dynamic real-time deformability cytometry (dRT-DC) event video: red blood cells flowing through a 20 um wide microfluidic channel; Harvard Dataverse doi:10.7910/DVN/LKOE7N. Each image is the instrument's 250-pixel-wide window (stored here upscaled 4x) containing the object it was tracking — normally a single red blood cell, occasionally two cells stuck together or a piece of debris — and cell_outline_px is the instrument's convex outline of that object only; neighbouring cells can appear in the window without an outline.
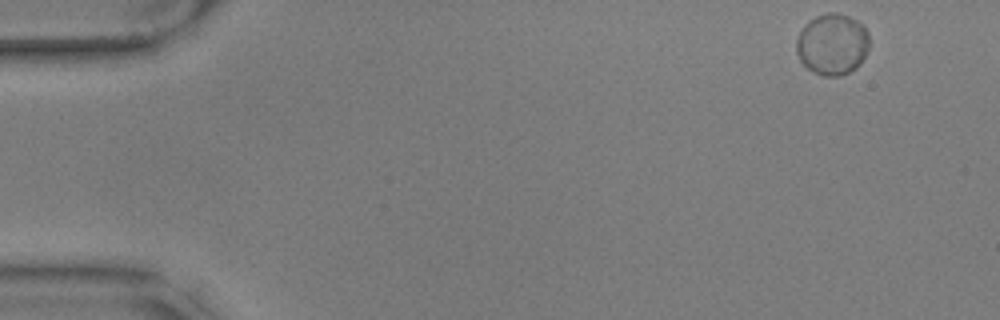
{"species": "common noctule bat (a hibernating species)", "species_latin": "Nyctalus noctula", "temperature_condition": "warm", "stored_images_in_passage": 55, "camera_frame_rate_fps": 3000, "um_per_image_px": 0.085, "animal": {"sex": "male", "body_mass_g": 17.9, "forearm_length_mm": 54.2}, "frame": {"image": 1, "passage_image": 1, "time_ms": 0.0, "image_size_px": [1000, 320], "cell_outline_px": [[868, 48], [860, 64], [856, 68], [840, 76], [824, 76], [808, 68], [800, 60], [796, 52], [796, 40], [804, 24], [808, 20], [816, 16], [828, 12], [836, 12], [848, 16], [856, 20], [868, 32]], "centroid_in_image_um": [70.73, 3.75], "position_along_channel_um": 14.3, "area_um2": 25.95}}
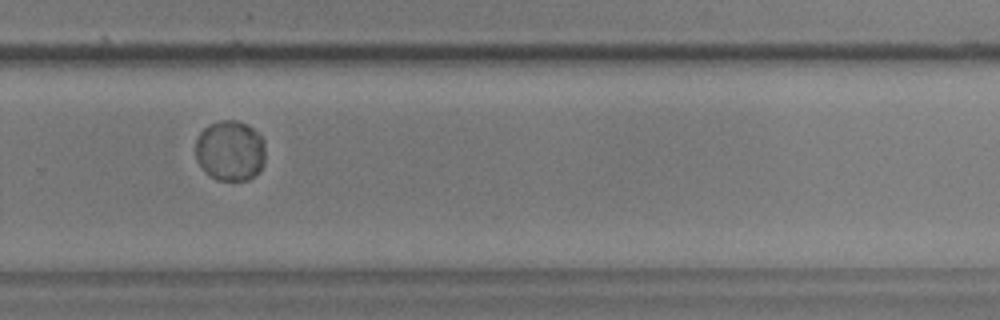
{"frame": {"image": 2, "passage_image": 37, "time_ms": 12.0, "image_size_px": [1000, 320], "cell_outline_px": [[264, 164], [260, 172], [248, 180], [216, 180], [196, 160], [196, 140], [200, 132], [208, 124], [224, 120], [236, 120], [248, 124], [264, 140]], "centroid_in_image_um": [19.58, 12.8], "position_along_channel_um": 310.2, "area_um2": 24.62}}
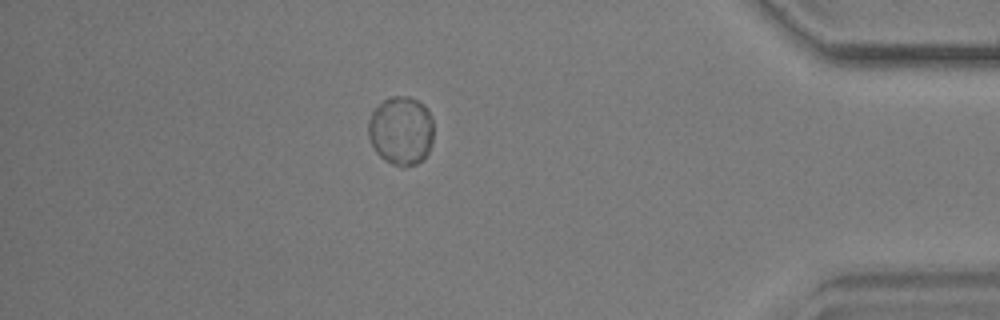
{"frame": {"image": 3, "passage_image": 48, "time_ms": 15.667, "image_size_px": [1000, 320], "cell_outline_px": [[432, 144], [424, 160], [416, 164], [404, 168], [400, 168], [384, 160], [376, 152], [368, 136], [368, 120], [372, 112], [384, 100], [392, 96], [408, 96], [424, 104], [428, 108], [432, 116]], "centroid_in_image_um": [34.1, 11.13], "position_along_channel_um": 401.1, "area_um2": 26.53}, "authors_computed_cell_mechanics": {"area_um2": 25.2586, "velocity_mm_per_s": 3.4473, "shape_relaxation_time_tau1_ms": 2.6776, "shape_relaxation_time_tau2_ms": null, "deformation_change_tau1": 0.0295, "deformation_change_tau2": null}}